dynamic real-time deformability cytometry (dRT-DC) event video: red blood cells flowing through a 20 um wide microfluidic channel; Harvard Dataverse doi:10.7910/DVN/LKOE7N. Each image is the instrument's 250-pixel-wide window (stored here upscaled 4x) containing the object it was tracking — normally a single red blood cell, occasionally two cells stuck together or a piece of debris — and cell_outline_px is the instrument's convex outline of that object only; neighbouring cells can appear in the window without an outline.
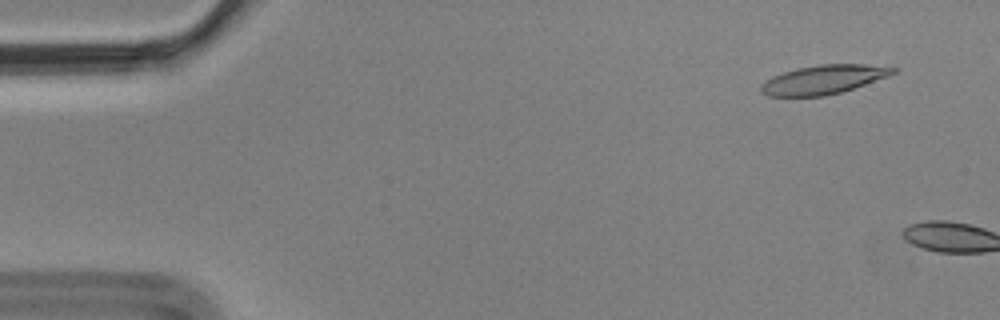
{"species": "Egyptian fruit bat (a non-hibernating species)", "species_latin": "Rousettus aegyptiacus", "temperature_condition": "cold", "stored_images_in_passage": 2, "camera_frame_rate_fps": 3000, "um_per_image_px": 0.085, "animal": {"sex": "male"}, "frame": {"image": 1, "passage_image": 1, "time_ms": 0.0, "image_size_px": [1000, 320], "cell_outline_px": [[900, 68], [896, 72], [888, 76], [840, 92], [824, 96], [768, 96], [760, 88], [760, 84], [772, 76], [796, 68], [820, 64], [864, 64]], "centroid_in_image_um": [69.99, 6.75], "position_along_channel_um": 15.0, "area_um2": 22.08}}